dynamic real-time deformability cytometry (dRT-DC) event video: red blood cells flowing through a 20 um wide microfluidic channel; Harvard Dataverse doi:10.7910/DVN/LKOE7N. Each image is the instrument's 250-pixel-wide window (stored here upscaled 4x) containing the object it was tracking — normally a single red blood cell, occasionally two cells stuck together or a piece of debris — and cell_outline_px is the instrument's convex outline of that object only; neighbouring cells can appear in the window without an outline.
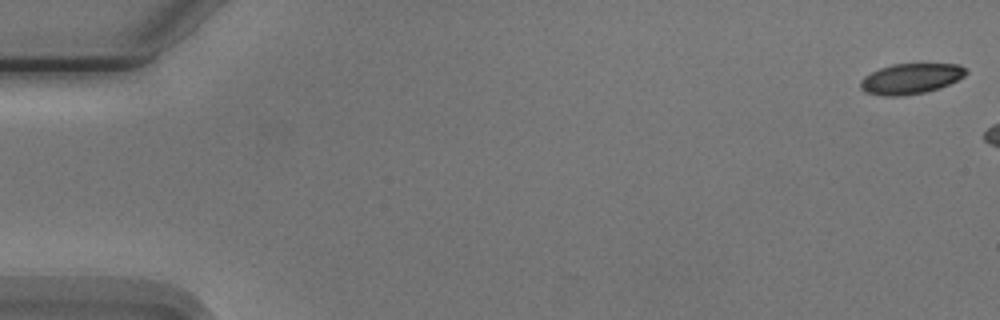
{"species": "Egyptian fruit bat (a non-hibernating species)", "species_latin": "Rousettus aegyptiacus", "temperature_condition": "cold", "stored_images_in_passage": 3, "camera_frame_rate_fps": 3000, "um_per_image_px": 0.085, "animal": {"sex": "male"}, "frame": {"image": 1, "passage_image": 1, "time_ms": 0.0, "image_size_px": [1000, 320], "cell_outline_px": [[968, 72], [964, 76], [948, 84], [924, 92], [900, 96], [884, 96], [864, 92], [860, 88], [860, 80], [864, 76], [880, 68], [892, 64], [960, 64]], "centroid_in_image_um": [77.37, 6.68], "position_along_channel_um": 7.6, "area_um2": 18.55}}